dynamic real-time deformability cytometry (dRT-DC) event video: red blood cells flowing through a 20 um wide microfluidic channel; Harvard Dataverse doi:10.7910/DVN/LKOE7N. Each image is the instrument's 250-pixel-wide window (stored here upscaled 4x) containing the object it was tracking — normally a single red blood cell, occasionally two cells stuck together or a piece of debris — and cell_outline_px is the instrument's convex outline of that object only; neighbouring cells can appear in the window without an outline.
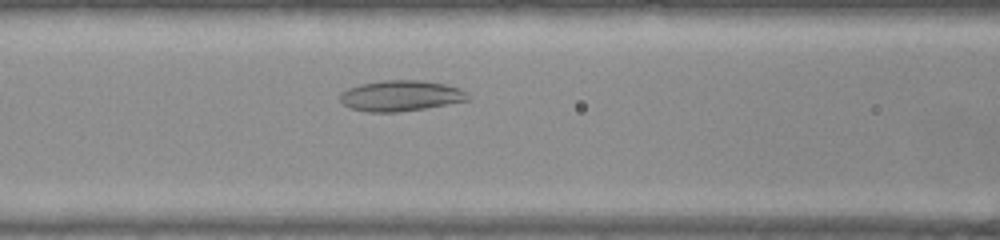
{"species": "common noctule bat (a hibernating species)", "species_latin": "Nyctalus noctula", "temperature_condition": "warm", "stored_images_in_passage": 43, "camera_frame_rate_fps": 3000, "um_per_image_px": 0.085, "animal": {"sex": "female", "body_mass_g": 22.0, "forearm_length_mm": 56.7}, "frame": {"image": 1, "passage_image": 11, "time_ms": 3.333, "image_size_px": [1000, 240], "cell_outline_px": [[468, 100], [448, 104], [424, 108], [396, 112], [368, 112], [352, 108], [344, 104], [340, 100], [340, 92], [348, 88], [360, 84], [384, 80], [424, 80], [444, 84], [460, 88], [468, 96]], "centroid_in_image_um": [34.04, 8.13], "position_along_channel_um": 132.6, "area_um2": 22.72}}
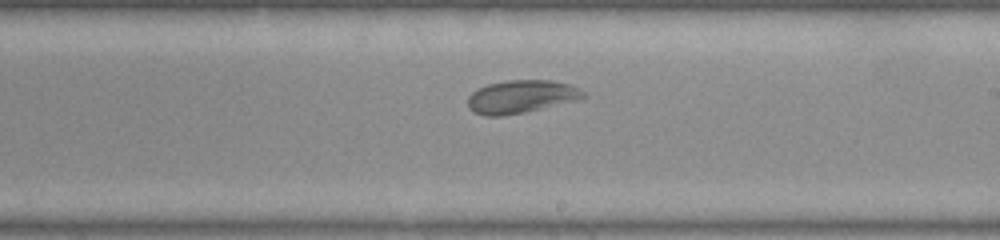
{"frame": {"image": 2, "passage_image": 20, "time_ms": 6.333, "image_size_px": [1000, 240], "cell_outline_px": [[588, 96], [580, 100], [524, 112], [500, 116], [484, 116], [472, 112], [468, 108], [468, 96], [472, 92], [488, 84], [508, 80], [552, 80], [568, 84], [580, 88]], "centroid_in_image_um": [44.32, 8.22], "position_along_channel_um": 244.7, "area_um2": 22.37}}
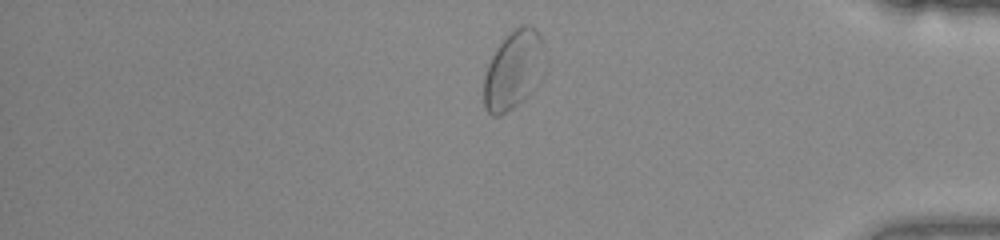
{"frame": {"image": 3, "passage_image": 34, "time_ms": 11.0, "image_size_px": [1000, 240], "cell_outline_px": [[544, 44], [524, 96], [512, 108], [500, 116], [492, 116], [484, 108], [484, 76], [488, 64], [492, 56], [500, 44], [512, 28], [520, 24], [528, 24], [536, 28]], "centroid_in_image_um": [43.48, 5.88], "position_along_channel_um": 391.7, "area_um2": 25.61}, "authors_computed_cell_mechanics": {"area_um2": 22.831, "velocity_mm_per_s": 3.7528, "shape_relaxation_time_tau1_ms": null, "shape_relaxation_time_tau2_ms": 1.7831, "deformation_change_tau1": null, "deformation_change_tau2": 0.0586}}